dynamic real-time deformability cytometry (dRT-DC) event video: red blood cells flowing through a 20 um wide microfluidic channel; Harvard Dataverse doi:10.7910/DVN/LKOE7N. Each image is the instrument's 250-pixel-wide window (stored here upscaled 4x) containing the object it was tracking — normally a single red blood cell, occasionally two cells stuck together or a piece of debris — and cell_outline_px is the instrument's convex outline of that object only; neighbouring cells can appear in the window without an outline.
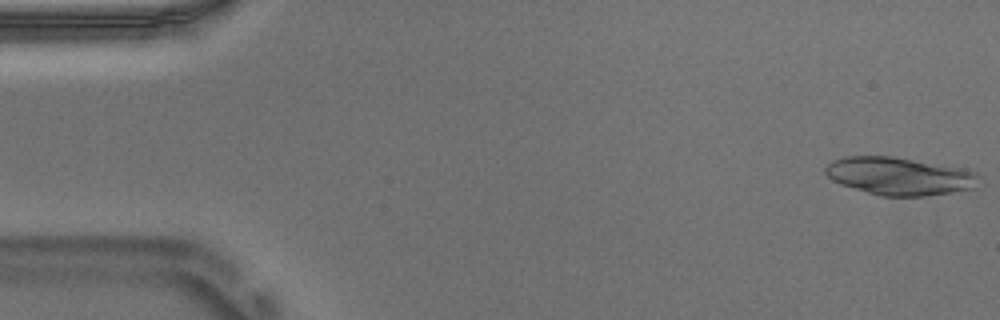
{"species": "Egyptian fruit bat (a non-hibernating species)", "species_latin": "Rousettus aegyptiacus", "temperature_condition": "warm", "stored_images_in_passage": 52, "camera_frame_rate_fps": 3000, "um_per_image_px": 0.085, "animal": {"sex": "male"}, "frame": {"image": 1, "passage_image": 1, "time_ms": 0.0, "image_size_px": [1000, 320], "cell_outline_px": [[984, 180], [980, 188], [924, 196], [880, 196], [840, 184], [832, 180], [824, 172], [824, 168], [832, 160], [844, 156], [892, 156], [956, 168], [976, 172]], "centroid_in_image_um": [76.49, 14.99], "position_along_channel_um": 8.5, "area_um2": 33.99}}
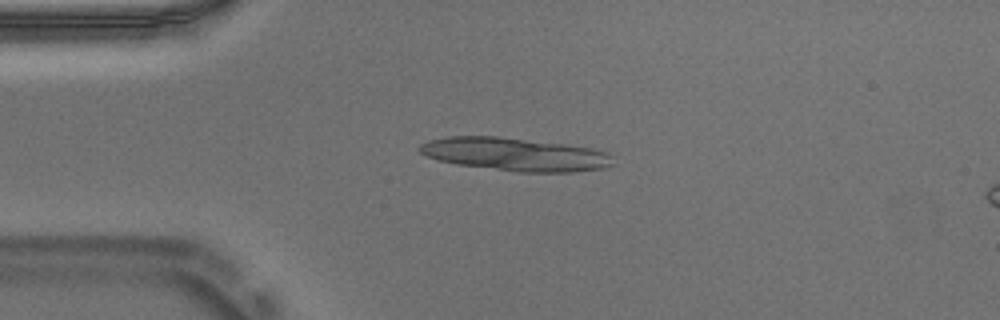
{"frame": {"image": 2, "passage_image": 12, "time_ms": 3.667, "image_size_px": [1000, 320], "cell_outline_px": [[616, 164], [604, 168], [572, 172], [520, 172], [456, 164], [440, 160], [428, 156], [420, 152], [416, 148], [420, 144], [428, 140], [448, 136], [496, 136], [568, 144], [592, 148], [608, 152], [616, 156]], "centroid_in_image_um": [43.86, 13.11], "position_along_channel_um": 41.1, "area_um2": 37.74}, "authors_computed_cell_mechanics": {"area_um2": 25.6632, "velocity_mm_per_s": 3.729, "shape_relaxation_time_tau1_ms": null, "shape_relaxation_time_tau2_ms": 1.4956, "deformation_change_tau1": null, "deformation_change_tau2": 0.0895}}